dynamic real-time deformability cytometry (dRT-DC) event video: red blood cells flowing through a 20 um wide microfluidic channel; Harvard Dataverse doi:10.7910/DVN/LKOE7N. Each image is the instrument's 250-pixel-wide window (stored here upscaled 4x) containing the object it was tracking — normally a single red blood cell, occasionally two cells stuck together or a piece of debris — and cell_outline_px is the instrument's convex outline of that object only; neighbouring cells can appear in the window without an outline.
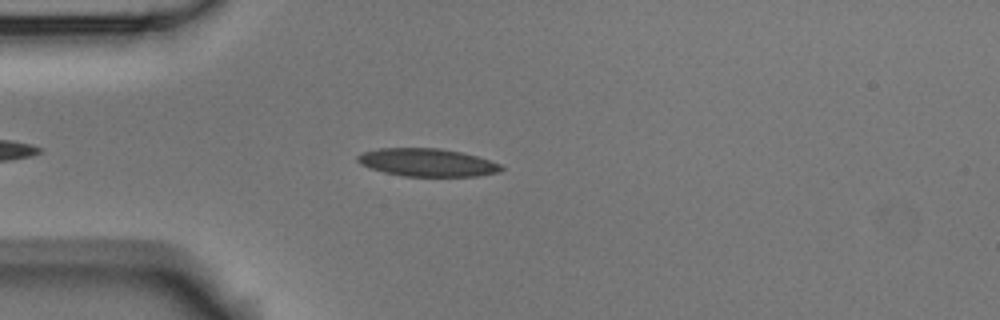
{"species": "Egyptian fruit bat (a non-hibernating species)", "species_latin": "Rousettus aegyptiacus", "temperature_condition": "room temperature", "stored_images_in_passage": 45, "camera_frame_rate_fps": 3000, "um_per_image_px": 0.085, "animal": {"sex": "male"}, "frame": {"image": 1, "passage_image": 7, "time_ms": 2.0, "image_size_px": [1000, 320], "cell_outline_px": [[504, 168], [500, 172], [476, 176], [404, 176], [384, 172], [360, 164], [356, 160], [356, 156], [360, 152], [380, 148], [440, 148], [460, 152], [476, 156], [500, 164]], "centroid_in_image_um": [36.28, 13.8], "position_along_channel_um": 48.7, "area_um2": 23.29}}
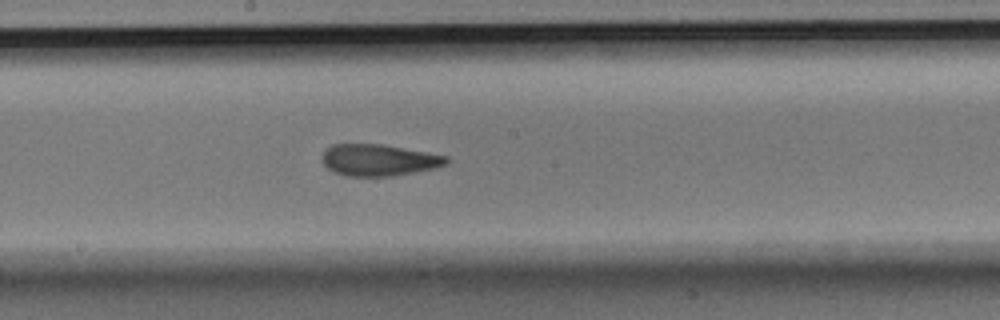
{"frame": {"image": 2, "passage_image": 22, "time_ms": 7.0, "image_size_px": [1000, 320], "cell_outline_px": [[448, 164], [436, 168], [416, 172], [392, 176], [348, 176], [336, 172], [328, 168], [320, 160], [324, 152], [332, 144], [380, 144], [448, 156]], "centroid_in_image_um": [32.21, 13.61], "position_along_channel_um": 216.0, "area_um2": 22.77}}
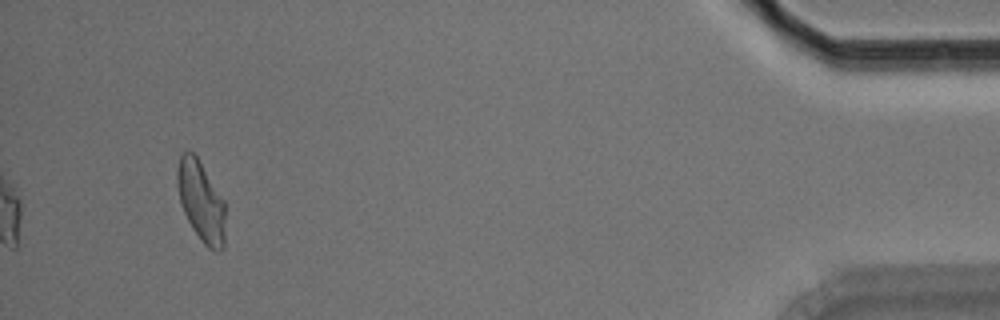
{"frame": {"image": 3, "passage_image": 45, "time_ms": 14.667, "image_size_px": [1000, 320], "cell_outline_px": [[224, 248], [220, 252], [216, 252], [208, 248], [200, 240], [192, 228], [180, 204], [176, 184], [176, 172], [180, 156], [188, 148], [196, 156], [224, 200]], "centroid_in_image_um": [17.07, 17.13], "position_along_channel_um": 418.1, "area_um2": 22.6}, "authors_computed_cell_mechanics": {"area_um2": 22.7154, "velocity_mm_per_s": 3.5824, "shape_relaxation_time_tau1_ms": 8.5626, "shape_relaxation_time_tau2_ms": 2.5845, "deformation_change_tau1": 0.1808, "deformation_change_tau2": 0.0996}}